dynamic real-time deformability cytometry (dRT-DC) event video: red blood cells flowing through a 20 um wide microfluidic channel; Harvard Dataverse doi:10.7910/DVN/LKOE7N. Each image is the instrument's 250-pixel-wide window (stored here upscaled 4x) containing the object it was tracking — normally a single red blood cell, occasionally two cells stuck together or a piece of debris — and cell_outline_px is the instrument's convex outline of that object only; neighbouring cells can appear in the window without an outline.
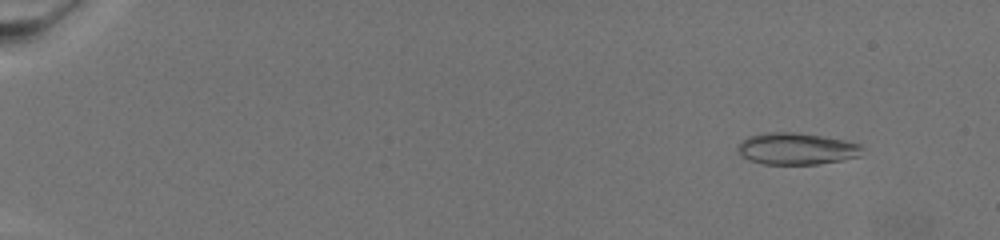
{"species": "common noctule bat (a hibernating species)", "species_latin": "Nyctalus noctula", "temperature_condition": "warm", "stored_images_in_passage": 73, "camera_frame_rate_fps": 3000, "um_per_image_px": 0.085, "animal": {"sex": "female", "body_mass_g": 19.5, "forearm_length_mm": 54.1}, "frame": {"image": 1, "passage_image": 8, "time_ms": 2.333, "image_size_px": [1000, 240], "cell_outline_px": [[864, 148], [860, 156], [840, 160], [816, 164], [764, 164], [748, 160], [740, 156], [736, 148], [748, 136], [764, 132], [800, 132], [844, 140], [860, 144]], "centroid_in_image_um": [67.68, 12.63], "position_along_channel_um": 17.3, "area_um2": 23.18}}
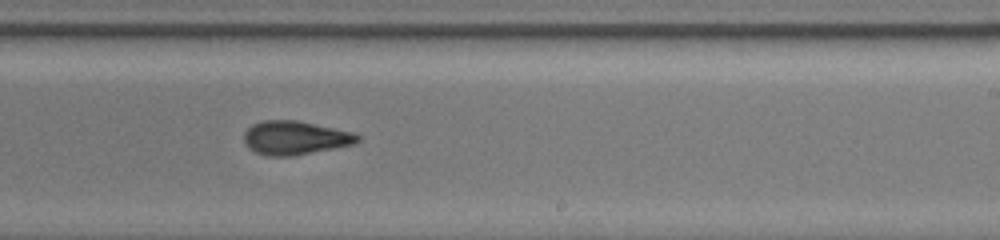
{"frame": {"image": 2, "passage_image": 49, "time_ms": 16.0, "image_size_px": [1000, 240], "cell_outline_px": [[360, 140], [356, 144], [292, 156], [268, 156], [256, 152], [248, 148], [244, 144], [244, 132], [252, 124], [264, 120], [296, 120], [352, 132], [360, 136]], "centroid_in_image_um": [25.06, 11.72], "position_along_channel_um": 263.9, "area_um2": 22.31}}
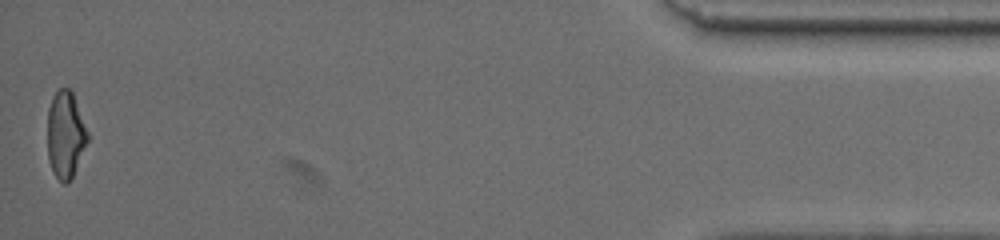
{"frame": {"image": 3, "passage_image": 73, "time_ms": 24.0, "image_size_px": [1000, 240], "cell_outline_px": [[88, 140], [72, 176], [68, 184], [64, 184], [52, 172], [48, 160], [48, 108], [52, 96], [60, 88], [68, 88], [72, 92], [88, 132]], "centroid_in_image_um": [5.55, 11.45], "position_along_channel_um": 429.7, "area_um2": 20.11}}